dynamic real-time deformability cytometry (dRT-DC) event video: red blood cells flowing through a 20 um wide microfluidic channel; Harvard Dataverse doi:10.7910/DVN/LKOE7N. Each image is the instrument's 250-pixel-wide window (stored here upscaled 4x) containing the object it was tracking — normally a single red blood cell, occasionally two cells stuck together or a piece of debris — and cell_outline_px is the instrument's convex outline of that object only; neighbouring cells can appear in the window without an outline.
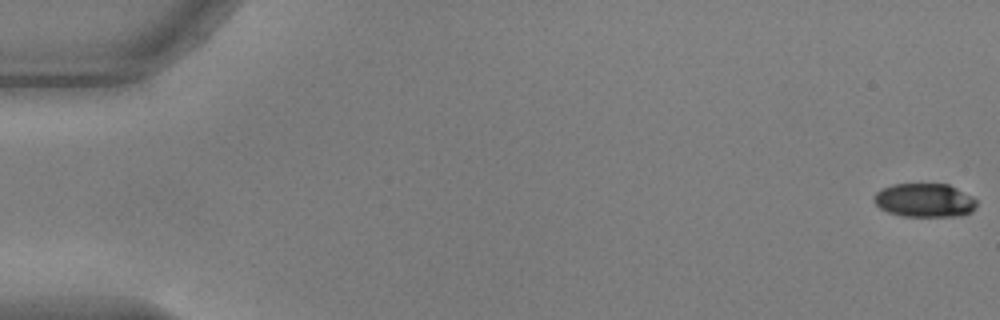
{"species": "common noctule bat (a hibernating species)", "species_latin": "Nyctalus noctula", "temperature_condition": "warm", "stored_images_in_passage": 54, "camera_frame_rate_fps": 3000, "um_per_image_px": 0.085, "animal": {"sex": "male", "body_mass_g": 17.9, "forearm_length_mm": 54.2}, "frame": {"image": 1, "passage_image": 1, "time_ms": 0.0, "image_size_px": [1000, 320], "cell_outline_px": [[976, 208], [972, 212], [964, 216], [900, 216], [888, 212], [880, 208], [872, 200], [872, 196], [880, 188], [892, 184], [948, 184], [972, 196], [976, 200]], "centroid_in_image_um": [78.57, 17.03], "position_along_channel_um": 6.4, "area_um2": 20.46}}
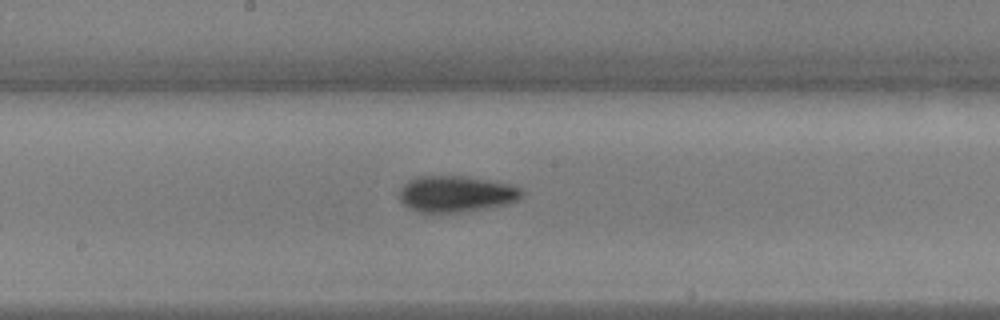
{"frame": {"image": 2, "passage_image": 30, "time_ms": 9.667, "image_size_px": [1000, 320], "cell_outline_px": [[524, 196], [520, 200], [508, 204], [488, 208], [464, 212], [420, 212], [408, 208], [400, 200], [400, 188], [408, 180], [416, 176], [464, 176], [488, 180], [508, 184], [520, 188], [524, 192]], "centroid_in_image_um": [38.79, 16.49], "position_along_channel_um": 209.4, "area_um2": 26.07}}
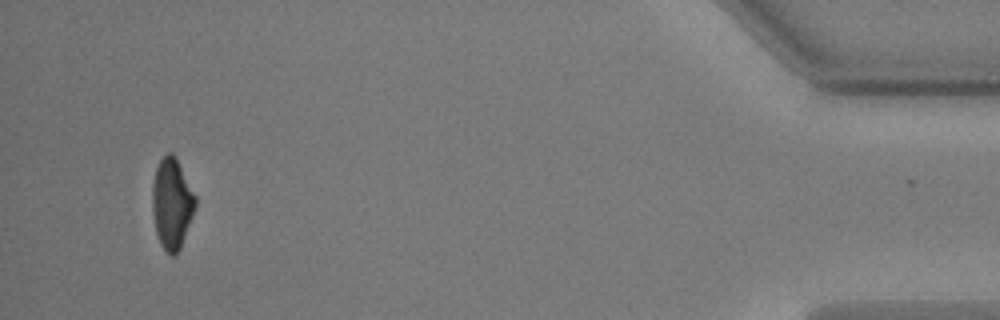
{"frame": {"image": 3, "passage_image": 53, "time_ms": 17.333, "image_size_px": [1000, 320], "cell_outline_px": [[196, 208], [180, 248], [176, 256], [172, 256], [160, 244], [156, 232], [152, 208], [152, 184], [156, 168], [160, 160], [168, 152], [172, 152], [176, 156], [196, 196]], "centroid_in_image_um": [14.62, 17.28], "position_along_channel_um": 420.6, "area_um2": 22.83}, "authors_computed_cell_mechanics": {"area_um2": 23.4668, "velocity_mm_per_s": 3.7074, "shape_relaxation_time_tau1_ms": 3.3508, "shape_relaxation_time_tau2_ms": 6.2759, "deformation_change_tau1": 0.137, "deformation_change_tau2": 0.1267}}